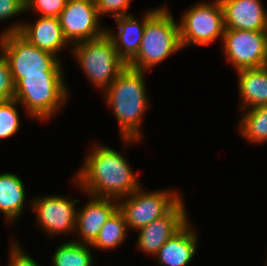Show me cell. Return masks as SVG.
Masks as SVG:
<instances>
[{"mask_svg": "<svg viewBox=\"0 0 267 266\" xmlns=\"http://www.w3.org/2000/svg\"><path fill=\"white\" fill-rule=\"evenodd\" d=\"M91 145L72 178L81 193L118 200L143 185L122 152L101 142Z\"/></svg>", "mask_w": 267, "mask_h": 266, "instance_id": "obj_1", "label": "cell"}, {"mask_svg": "<svg viewBox=\"0 0 267 266\" xmlns=\"http://www.w3.org/2000/svg\"><path fill=\"white\" fill-rule=\"evenodd\" d=\"M147 71L127 66L102 92L107 107L115 115L123 147L142 143L145 112L152 105L145 83Z\"/></svg>", "mask_w": 267, "mask_h": 266, "instance_id": "obj_2", "label": "cell"}, {"mask_svg": "<svg viewBox=\"0 0 267 266\" xmlns=\"http://www.w3.org/2000/svg\"><path fill=\"white\" fill-rule=\"evenodd\" d=\"M65 75H25L15 84L14 99L26 116L39 122L55 117L69 99Z\"/></svg>", "mask_w": 267, "mask_h": 266, "instance_id": "obj_3", "label": "cell"}, {"mask_svg": "<svg viewBox=\"0 0 267 266\" xmlns=\"http://www.w3.org/2000/svg\"><path fill=\"white\" fill-rule=\"evenodd\" d=\"M170 10H157L146 22L138 54L129 67L150 70L182 50L179 24Z\"/></svg>", "mask_w": 267, "mask_h": 266, "instance_id": "obj_4", "label": "cell"}, {"mask_svg": "<svg viewBox=\"0 0 267 266\" xmlns=\"http://www.w3.org/2000/svg\"><path fill=\"white\" fill-rule=\"evenodd\" d=\"M70 55L75 58L89 83L101 92L128 66L106 34L95 40L73 44Z\"/></svg>", "mask_w": 267, "mask_h": 266, "instance_id": "obj_5", "label": "cell"}, {"mask_svg": "<svg viewBox=\"0 0 267 266\" xmlns=\"http://www.w3.org/2000/svg\"><path fill=\"white\" fill-rule=\"evenodd\" d=\"M0 52L16 84L25 75H65L62 59L30 44L18 32L0 35Z\"/></svg>", "mask_w": 267, "mask_h": 266, "instance_id": "obj_6", "label": "cell"}, {"mask_svg": "<svg viewBox=\"0 0 267 266\" xmlns=\"http://www.w3.org/2000/svg\"><path fill=\"white\" fill-rule=\"evenodd\" d=\"M177 190L162 188L148 191L141 185L130 195L118 199V210L123 214L129 231L136 232L168 214L184 198Z\"/></svg>", "mask_w": 267, "mask_h": 266, "instance_id": "obj_7", "label": "cell"}, {"mask_svg": "<svg viewBox=\"0 0 267 266\" xmlns=\"http://www.w3.org/2000/svg\"><path fill=\"white\" fill-rule=\"evenodd\" d=\"M181 15L178 24L182 49L208 46L217 38L222 42L225 26L219 0L197 2Z\"/></svg>", "mask_w": 267, "mask_h": 266, "instance_id": "obj_8", "label": "cell"}, {"mask_svg": "<svg viewBox=\"0 0 267 266\" xmlns=\"http://www.w3.org/2000/svg\"><path fill=\"white\" fill-rule=\"evenodd\" d=\"M80 199H72L61 194H46L32 197L29 201L30 209L35 213L38 229L51 237L74 236L76 227V212ZM77 204V205H76Z\"/></svg>", "mask_w": 267, "mask_h": 266, "instance_id": "obj_9", "label": "cell"}, {"mask_svg": "<svg viewBox=\"0 0 267 266\" xmlns=\"http://www.w3.org/2000/svg\"><path fill=\"white\" fill-rule=\"evenodd\" d=\"M221 52L236 71L267 66V31L225 29Z\"/></svg>", "mask_w": 267, "mask_h": 266, "instance_id": "obj_10", "label": "cell"}, {"mask_svg": "<svg viewBox=\"0 0 267 266\" xmlns=\"http://www.w3.org/2000/svg\"><path fill=\"white\" fill-rule=\"evenodd\" d=\"M58 18L64 37L71 45L95 40L106 34L95 0H68Z\"/></svg>", "mask_w": 267, "mask_h": 266, "instance_id": "obj_11", "label": "cell"}, {"mask_svg": "<svg viewBox=\"0 0 267 266\" xmlns=\"http://www.w3.org/2000/svg\"><path fill=\"white\" fill-rule=\"evenodd\" d=\"M12 32H18L30 44L54 54L59 59L58 55L63 50H68L69 48V53H71L72 45L64 37L59 18L57 17L39 16L34 22L21 21L20 19V21L10 23V26L4 27L0 35Z\"/></svg>", "mask_w": 267, "mask_h": 266, "instance_id": "obj_12", "label": "cell"}, {"mask_svg": "<svg viewBox=\"0 0 267 266\" xmlns=\"http://www.w3.org/2000/svg\"><path fill=\"white\" fill-rule=\"evenodd\" d=\"M185 204L183 198L168 214L136 231L137 250L154 257L158 250L190 220Z\"/></svg>", "mask_w": 267, "mask_h": 266, "instance_id": "obj_13", "label": "cell"}, {"mask_svg": "<svg viewBox=\"0 0 267 266\" xmlns=\"http://www.w3.org/2000/svg\"><path fill=\"white\" fill-rule=\"evenodd\" d=\"M157 10H170L167 4L150 8L145 11L140 19L132 14L114 18L117 23V31L106 27V35L112 40L118 55L128 64L137 54L143 38L147 20Z\"/></svg>", "mask_w": 267, "mask_h": 266, "instance_id": "obj_14", "label": "cell"}, {"mask_svg": "<svg viewBox=\"0 0 267 266\" xmlns=\"http://www.w3.org/2000/svg\"><path fill=\"white\" fill-rule=\"evenodd\" d=\"M89 198L83 206L77 207L75 237L71 240L91 244L98 236L102 226L118 209V201L113 198L94 197ZM79 238V239H78Z\"/></svg>", "mask_w": 267, "mask_h": 266, "instance_id": "obj_15", "label": "cell"}, {"mask_svg": "<svg viewBox=\"0 0 267 266\" xmlns=\"http://www.w3.org/2000/svg\"><path fill=\"white\" fill-rule=\"evenodd\" d=\"M225 29L267 31V11L262 0H219Z\"/></svg>", "mask_w": 267, "mask_h": 266, "instance_id": "obj_16", "label": "cell"}, {"mask_svg": "<svg viewBox=\"0 0 267 266\" xmlns=\"http://www.w3.org/2000/svg\"><path fill=\"white\" fill-rule=\"evenodd\" d=\"M190 220L153 257L158 266H188L198 251L199 235Z\"/></svg>", "mask_w": 267, "mask_h": 266, "instance_id": "obj_17", "label": "cell"}, {"mask_svg": "<svg viewBox=\"0 0 267 266\" xmlns=\"http://www.w3.org/2000/svg\"><path fill=\"white\" fill-rule=\"evenodd\" d=\"M235 72L238 77V111L267 105V66Z\"/></svg>", "mask_w": 267, "mask_h": 266, "instance_id": "obj_18", "label": "cell"}, {"mask_svg": "<svg viewBox=\"0 0 267 266\" xmlns=\"http://www.w3.org/2000/svg\"><path fill=\"white\" fill-rule=\"evenodd\" d=\"M22 178L11 172L0 173V212L13 227L22 218L26 206V188Z\"/></svg>", "mask_w": 267, "mask_h": 266, "instance_id": "obj_19", "label": "cell"}, {"mask_svg": "<svg viewBox=\"0 0 267 266\" xmlns=\"http://www.w3.org/2000/svg\"><path fill=\"white\" fill-rule=\"evenodd\" d=\"M242 112L236 130L245 141L252 145L267 142V105L258 106Z\"/></svg>", "mask_w": 267, "mask_h": 266, "instance_id": "obj_20", "label": "cell"}, {"mask_svg": "<svg viewBox=\"0 0 267 266\" xmlns=\"http://www.w3.org/2000/svg\"><path fill=\"white\" fill-rule=\"evenodd\" d=\"M129 229L123 214L117 209L102 226L96 239L90 244L94 249L114 251L123 245L128 237Z\"/></svg>", "mask_w": 267, "mask_h": 266, "instance_id": "obj_21", "label": "cell"}, {"mask_svg": "<svg viewBox=\"0 0 267 266\" xmlns=\"http://www.w3.org/2000/svg\"><path fill=\"white\" fill-rule=\"evenodd\" d=\"M92 252L93 248L90 244H83L66 238L59 243L53 252L51 266H94L95 258Z\"/></svg>", "mask_w": 267, "mask_h": 266, "instance_id": "obj_22", "label": "cell"}, {"mask_svg": "<svg viewBox=\"0 0 267 266\" xmlns=\"http://www.w3.org/2000/svg\"><path fill=\"white\" fill-rule=\"evenodd\" d=\"M18 106L22 108L15 99L0 101V140L15 136L21 129Z\"/></svg>", "mask_w": 267, "mask_h": 266, "instance_id": "obj_23", "label": "cell"}, {"mask_svg": "<svg viewBox=\"0 0 267 266\" xmlns=\"http://www.w3.org/2000/svg\"><path fill=\"white\" fill-rule=\"evenodd\" d=\"M26 12L40 17H59L68 0H25Z\"/></svg>", "mask_w": 267, "mask_h": 266, "instance_id": "obj_24", "label": "cell"}, {"mask_svg": "<svg viewBox=\"0 0 267 266\" xmlns=\"http://www.w3.org/2000/svg\"><path fill=\"white\" fill-rule=\"evenodd\" d=\"M134 0H95L100 18L109 15L112 19L132 14L128 9Z\"/></svg>", "mask_w": 267, "mask_h": 266, "instance_id": "obj_25", "label": "cell"}, {"mask_svg": "<svg viewBox=\"0 0 267 266\" xmlns=\"http://www.w3.org/2000/svg\"><path fill=\"white\" fill-rule=\"evenodd\" d=\"M15 83L7 59L0 52V101L14 99Z\"/></svg>", "mask_w": 267, "mask_h": 266, "instance_id": "obj_26", "label": "cell"}, {"mask_svg": "<svg viewBox=\"0 0 267 266\" xmlns=\"http://www.w3.org/2000/svg\"><path fill=\"white\" fill-rule=\"evenodd\" d=\"M13 239L9 243L7 266H41L36 259L31 257L21 245V242Z\"/></svg>", "mask_w": 267, "mask_h": 266, "instance_id": "obj_27", "label": "cell"}, {"mask_svg": "<svg viewBox=\"0 0 267 266\" xmlns=\"http://www.w3.org/2000/svg\"><path fill=\"white\" fill-rule=\"evenodd\" d=\"M26 13L25 0H0V22Z\"/></svg>", "mask_w": 267, "mask_h": 266, "instance_id": "obj_28", "label": "cell"}]
</instances>
